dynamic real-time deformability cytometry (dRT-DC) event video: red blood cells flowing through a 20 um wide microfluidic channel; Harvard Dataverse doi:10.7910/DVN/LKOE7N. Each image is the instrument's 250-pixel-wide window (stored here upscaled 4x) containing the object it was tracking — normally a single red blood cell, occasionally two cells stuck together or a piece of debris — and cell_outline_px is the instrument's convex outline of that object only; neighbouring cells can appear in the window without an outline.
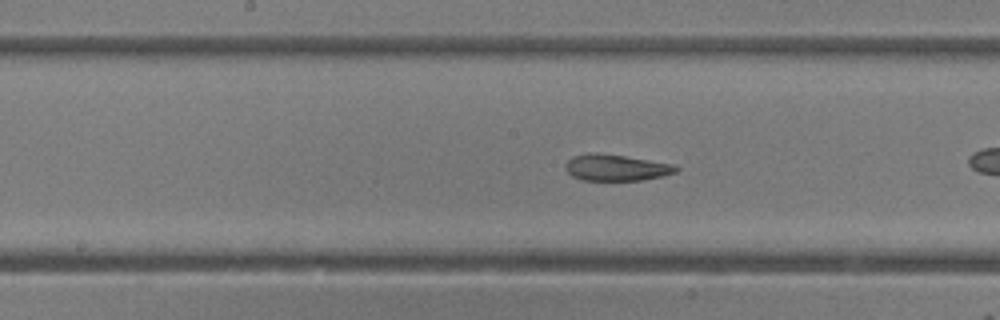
{"species": "common noctule bat (a hibernating species)", "species_latin": "Nyctalus noctula", "temperature_condition": "room temperature", "stored_images_in_passage": 33, "camera_frame_rate_fps": 3000, "um_per_image_px": 0.085, "animal": {"sex": "female"}, "frame": {"image": 1, "passage_image": 19, "time_ms": 6.0, "image_size_px": [1000, 320], "cell_outline_px": [[680, 168], [676, 172], [664, 176], [640, 180], [580, 180], [572, 176], [564, 168], [564, 164], [572, 156], [588, 152], [596, 152], [624, 156], [676, 164]], "centroid_in_image_um": [52.36, 14.24], "position_along_channel_um": 195.8, "area_um2": 17.22}}
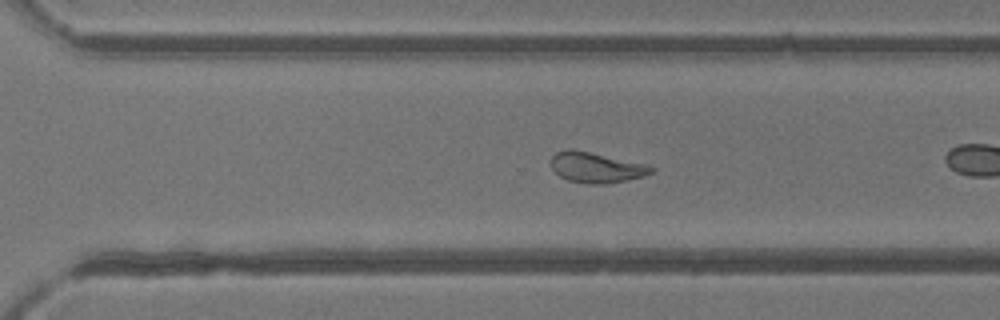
{"frame": {"image": 2, "passage_image": 28, "time_ms": 9.0, "image_size_px": [1000, 320], "cell_outline_px": [[656, 168], [652, 172], [644, 176], [628, 180], [608, 184], [588, 184], [568, 180], [560, 176], [552, 168], [552, 156], [556, 152], [568, 148], [572, 148], [648, 164]], "centroid_in_image_um": [50.71, 14.23], "position_along_channel_um": 319.9, "area_um2": 17.98}}
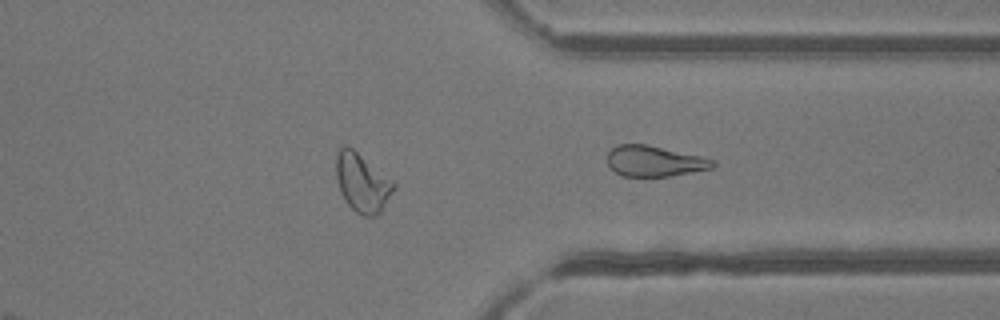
{"frame": {"image": 3, "passage_image": 33, "time_ms": 10.667, "image_size_px": [1000, 320], "cell_outline_px": [[716, 164], [712, 168], [692, 172], [668, 176], [620, 176], [608, 164], [608, 152], [616, 144], [648, 144], [700, 156], [716, 160]], "centroid_in_image_um": [55.63, 13.69], "position_along_channel_um": 355.8, "area_um2": 18.84}}